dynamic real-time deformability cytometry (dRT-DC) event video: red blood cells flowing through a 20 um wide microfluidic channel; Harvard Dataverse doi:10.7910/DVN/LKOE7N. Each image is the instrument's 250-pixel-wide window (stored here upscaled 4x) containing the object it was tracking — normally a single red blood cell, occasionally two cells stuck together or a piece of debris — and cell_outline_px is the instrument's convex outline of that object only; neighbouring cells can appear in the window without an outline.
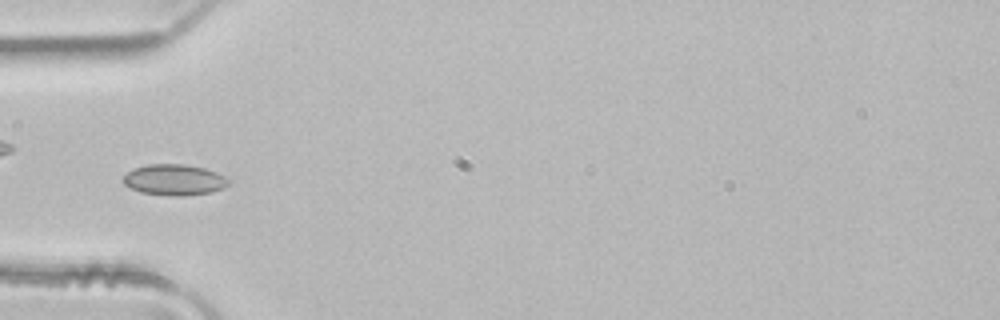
{"species": "common noctule bat (a hibernating species)", "species_latin": "Nyctalus noctula", "temperature_condition": "room temperature", "stored_images_in_passage": 3, "camera_frame_rate_fps": 3000, "um_per_image_px": 0.085, "animal": {"sex": "male", "body_mass_g": 21.5, "forearm_length_mm": 52.0}, "frame": {"image": 1, "passage_image": 3, "time_ms": 0.667, "image_size_px": [1000, 320], "cell_outline_px": [[232, 180], [224, 188], [212, 192], [184, 196], [168, 196], [140, 192], [124, 184], [124, 176], [132, 168], [148, 164], [184, 164], [204, 168], [216, 172]], "centroid_in_image_um": [14.84, 15.29], "position_along_channel_um": 70.2, "area_um2": 19.13}}